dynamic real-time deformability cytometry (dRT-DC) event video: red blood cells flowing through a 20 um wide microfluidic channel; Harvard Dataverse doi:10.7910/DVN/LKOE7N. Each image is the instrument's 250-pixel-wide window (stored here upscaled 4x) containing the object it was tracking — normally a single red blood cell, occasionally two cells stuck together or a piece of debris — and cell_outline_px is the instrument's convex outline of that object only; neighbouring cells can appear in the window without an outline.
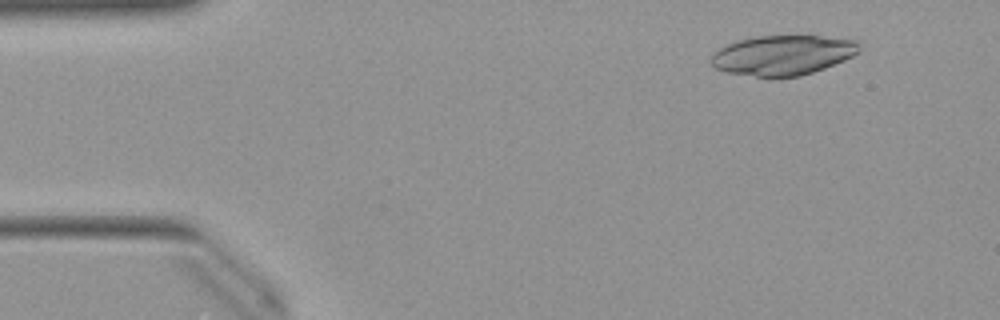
{"species": "Egyptian fruit bat (a non-hibernating species)", "species_latin": "Rousettus aegyptiacus", "temperature_condition": "warm", "stored_images_in_passage": 15, "camera_frame_rate_fps": 3000, "um_per_image_px": 0.085, "animal": {"sex": "female"}, "frame": {"image": 1, "passage_image": 5, "time_ms": 1.333, "image_size_px": [1000, 320], "cell_outline_px": [[860, 52], [844, 60], [824, 68], [800, 76], [776, 80], [768, 80], [728, 72], [716, 68], [712, 64], [712, 56], [720, 48], [728, 44], [740, 40], [756, 36], [820, 36], [860, 40]], "centroid_in_image_um": [66.57, 4.72], "position_along_channel_um": 18.4, "area_um2": 34.97}}